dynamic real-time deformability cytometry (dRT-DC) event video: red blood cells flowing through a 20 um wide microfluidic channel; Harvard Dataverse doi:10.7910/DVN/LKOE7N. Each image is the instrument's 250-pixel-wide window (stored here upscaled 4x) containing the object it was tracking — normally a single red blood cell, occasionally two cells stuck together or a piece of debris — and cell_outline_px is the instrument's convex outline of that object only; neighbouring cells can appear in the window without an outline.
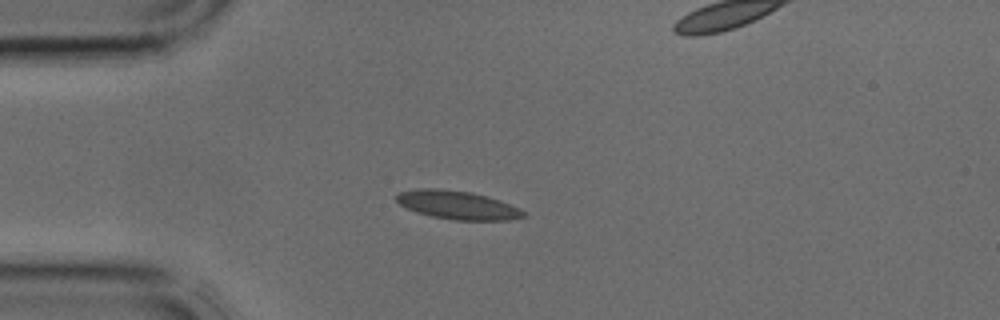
{"species": "common noctule bat (a hibernating species)", "species_latin": "Nyctalus noctula", "temperature_condition": "cold", "stored_images_in_passage": 3, "camera_frame_rate_fps": 3000, "um_per_image_px": 0.085, "animal": {"sex": "male", "body_mass_g": 17.9, "forearm_length_mm": 54.2}, "frame": {"image": 1, "passage_image": 2, "time_ms": 0.333, "image_size_px": [1000, 320], "cell_outline_px": [[528, 216], [508, 220], [456, 220], [432, 216], [416, 212], [400, 204], [396, 200], [396, 192], [420, 188], [436, 188], [472, 192], [500, 200], [520, 208]], "centroid_in_image_um": [38.89, 17.42], "position_along_channel_um": 46.1, "area_um2": 21.1}}